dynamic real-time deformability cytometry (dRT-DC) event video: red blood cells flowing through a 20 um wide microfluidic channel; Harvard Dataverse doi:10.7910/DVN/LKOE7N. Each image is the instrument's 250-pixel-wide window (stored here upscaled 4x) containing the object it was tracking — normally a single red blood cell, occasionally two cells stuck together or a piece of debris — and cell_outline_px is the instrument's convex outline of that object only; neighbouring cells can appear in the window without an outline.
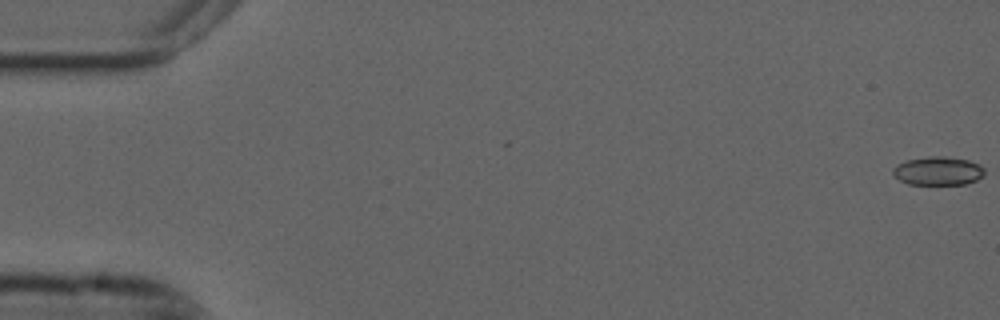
{"species": "common noctule bat (a hibernating species)", "species_latin": "Nyctalus noctula", "temperature_condition": "cold", "stored_images_in_passage": 15, "camera_frame_rate_fps": 3000, "um_per_image_px": 0.085, "animal": {"sex": "male", "forearm_length_mm": 52.5}, "frame": {"image": 1, "passage_image": 1, "time_ms": 0.0, "image_size_px": [1000, 320], "cell_outline_px": [[984, 176], [976, 180], [964, 184], [908, 184], [900, 180], [892, 172], [892, 168], [896, 164], [908, 160], [928, 156], [944, 156], [968, 160], [980, 164], [984, 168]], "centroid_in_image_um": [79.74, 14.52], "position_along_channel_um": 5.3, "area_um2": 15.26}}
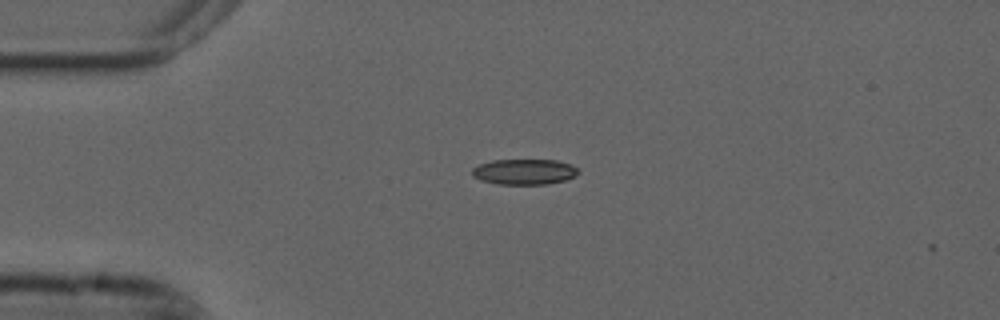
{"frame": {"image": 2, "passage_image": 14, "time_ms": 4.333, "image_size_px": [1000, 320], "cell_outline_px": [[580, 172], [576, 176], [564, 180], [548, 184], [496, 184], [480, 180], [472, 176], [472, 168], [480, 164], [492, 160], [556, 160], [568, 164], [576, 168]], "centroid_in_image_um": [44.54, 14.61], "position_along_channel_um": 40.5, "area_um2": 15.78}}